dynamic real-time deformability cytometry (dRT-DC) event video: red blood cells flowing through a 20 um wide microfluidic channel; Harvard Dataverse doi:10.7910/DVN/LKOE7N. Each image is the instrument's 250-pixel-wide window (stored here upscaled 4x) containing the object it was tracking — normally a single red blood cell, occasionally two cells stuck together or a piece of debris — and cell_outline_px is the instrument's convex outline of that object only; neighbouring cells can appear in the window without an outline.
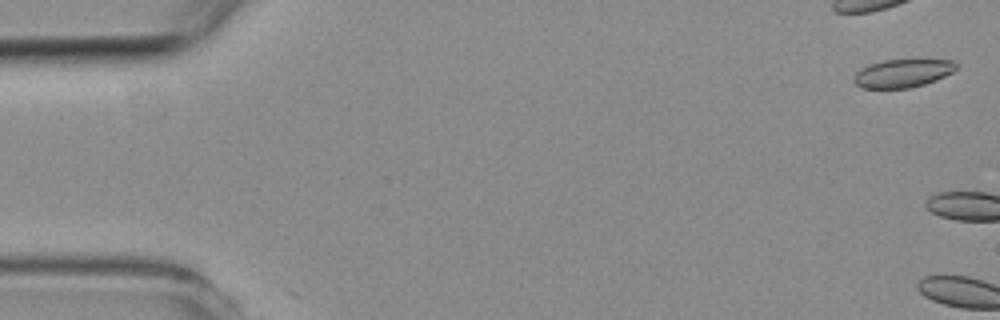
{"species": "common noctule bat (a hibernating species)", "species_latin": "Nyctalus noctula", "temperature_condition": "room temperature", "stored_images_in_passage": 6, "camera_frame_rate_fps": 3000, "um_per_image_px": 0.085, "animal": {"sex": "female", "body_mass_g": 19.3, "forearm_length_mm": 54.1}, "frame": {"image": 1, "passage_image": 1, "time_ms": 0.0, "image_size_px": [1000, 320], "cell_outline_px": [[960, 64], [952, 72], [936, 80], [924, 84], [908, 88], [860, 88], [852, 80], [852, 76], [860, 68], [868, 64], [884, 60], [956, 60]], "centroid_in_image_um": [76.7, 6.22], "position_along_channel_um": 8.3, "area_um2": 16.99}}